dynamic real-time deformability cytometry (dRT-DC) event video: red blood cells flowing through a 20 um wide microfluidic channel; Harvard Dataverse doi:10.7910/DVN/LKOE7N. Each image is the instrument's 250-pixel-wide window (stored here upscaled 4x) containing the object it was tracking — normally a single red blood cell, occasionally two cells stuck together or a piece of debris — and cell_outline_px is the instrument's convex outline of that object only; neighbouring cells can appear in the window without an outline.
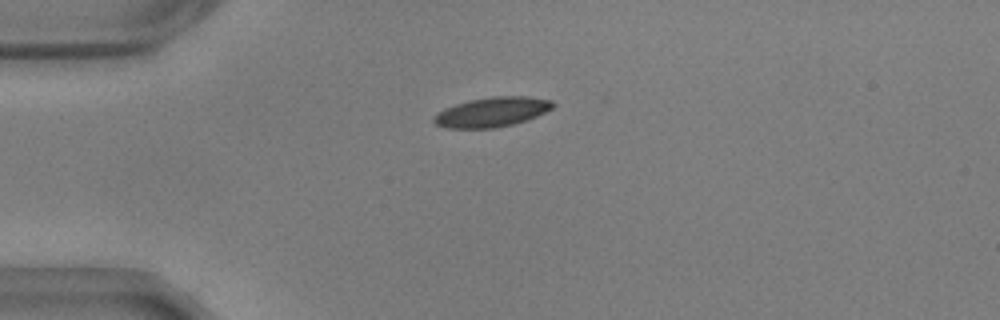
{"species": "common noctule bat (a hibernating species)", "species_latin": "Nyctalus noctula", "temperature_condition": "warm", "stored_images_in_passage": 42, "camera_frame_rate_fps": 3000, "um_per_image_px": 0.085, "animal": {"sex": "male", "body_mass_g": 17.9, "forearm_length_mm": 54.2}, "frame": {"image": 1, "passage_image": 1, "time_ms": 0.0, "image_size_px": [1000, 320], "cell_outline_px": [[556, 104], [552, 108], [536, 116], [512, 124], [496, 128], [448, 128], [436, 124], [432, 120], [432, 116], [444, 108], [456, 104], [472, 100], [492, 96], [528, 96], [552, 100]], "centroid_in_image_um": [41.81, 9.52], "position_along_channel_um": 43.2, "area_um2": 20.46}}
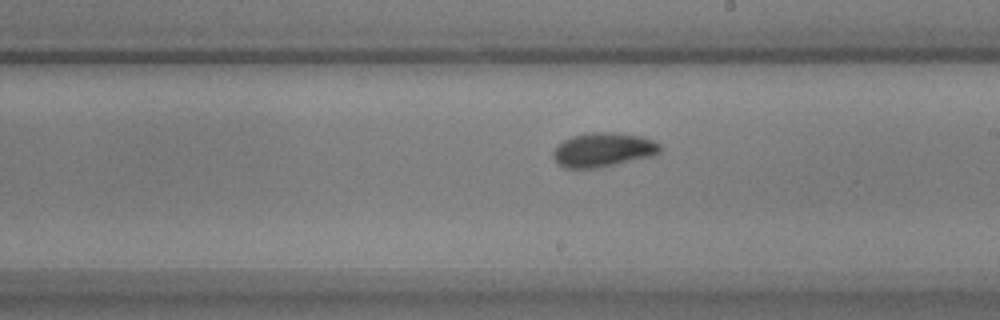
{"frame": {"image": 2, "passage_image": 19, "time_ms": 6.0, "image_size_px": [1000, 320], "cell_outline_px": [[664, 148], [660, 152], [652, 156], [596, 168], [564, 168], [552, 156], [552, 152], [564, 140], [572, 136], [592, 132], [620, 132], [644, 136], [660, 144]], "centroid_in_image_um": [51.32, 12.71], "position_along_channel_um": 237.7, "area_um2": 21.33}}
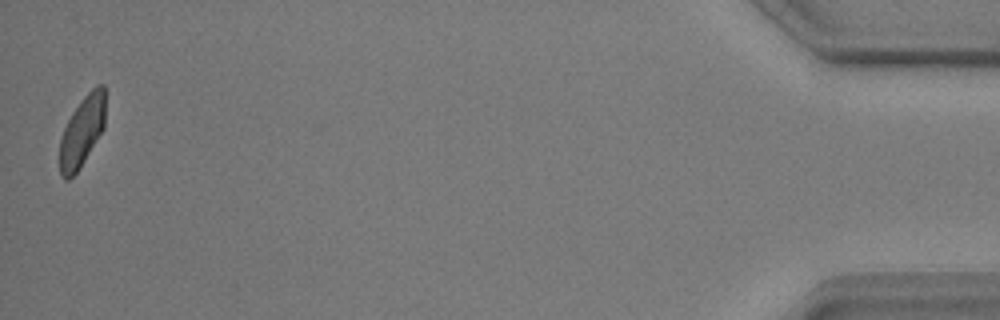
{"frame": {"image": 3, "passage_image": 42, "time_ms": 13.667, "image_size_px": [1000, 320], "cell_outline_px": [[104, 128], [80, 168], [68, 180], [64, 180], [60, 176], [60, 140], [64, 128], [72, 112], [80, 100], [96, 84], [104, 84]], "centroid_in_image_um": [6.96, 11.17], "position_along_channel_um": 428.2, "area_um2": 18.67}, "authors_computed_cell_mechanics": {"area_um2": 20.2589, "velocity_mm_per_s": 3.6376, "shape_relaxation_time_tau1_ms": 2.9517, "shape_relaxation_time_tau2_ms": 5.6224, "deformation_change_tau1": 0.1105, "deformation_change_tau2": 0.0816}}